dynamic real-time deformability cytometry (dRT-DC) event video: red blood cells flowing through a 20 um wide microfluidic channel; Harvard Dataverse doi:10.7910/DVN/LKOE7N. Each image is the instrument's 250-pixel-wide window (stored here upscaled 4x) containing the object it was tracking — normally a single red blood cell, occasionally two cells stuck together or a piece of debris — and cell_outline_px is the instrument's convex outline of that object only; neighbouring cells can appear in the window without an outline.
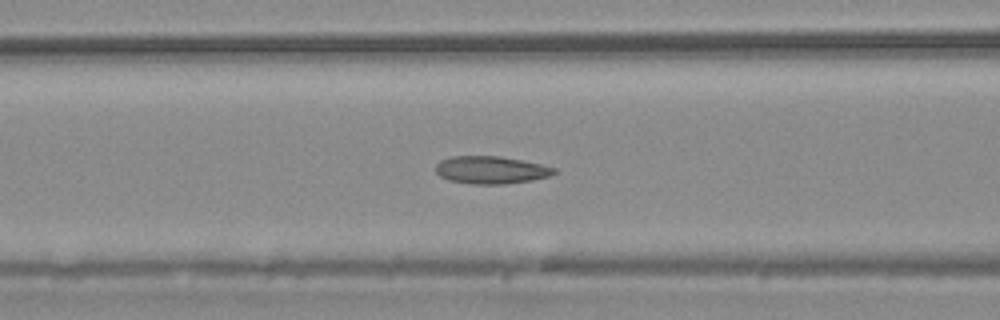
{"species": "common noctule bat (a hibernating species)", "species_latin": "Nyctalus noctula", "temperature_condition": "warm", "stored_images_in_passage": 55, "camera_frame_rate_fps": 3000, "um_per_image_px": 0.085, "animal": {"sex": "male", "body_mass_g": 20.4}, "frame": {"image": 1, "passage_image": 22, "time_ms": 7.0, "image_size_px": [1000, 320], "cell_outline_px": [[560, 172], [552, 176], [532, 180], [504, 184], [472, 184], [448, 180], [440, 176], [436, 172], [436, 164], [440, 160], [452, 156], [500, 156], [540, 164], [556, 168]], "centroid_in_image_um": [41.76, 14.45], "position_along_channel_um": 124.8, "area_um2": 19.19}}
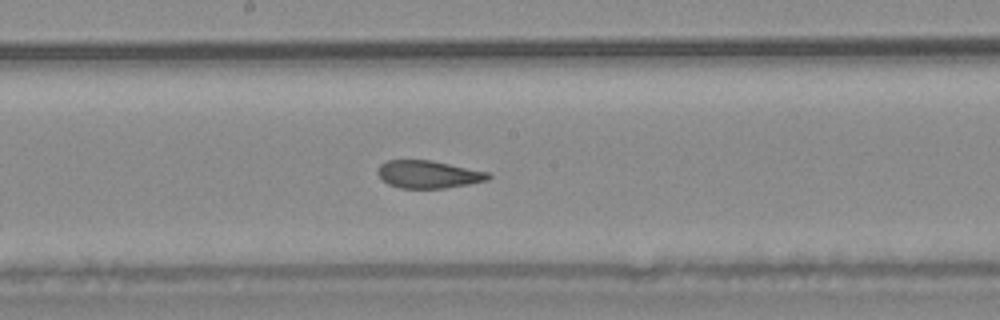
{"frame": {"image": 2, "passage_image": 29, "time_ms": 9.333, "image_size_px": [1000, 320], "cell_outline_px": [[492, 176], [488, 180], [468, 184], [444, 188], [400, 188], [388, 184], [376, 172], [380, 164], [388, 160], [432, 160], [488, 172]], "centroid_in_image_um": [36.41, 14.81], "position_along_channel_um": 211.8, "area_um2": 17.74}}
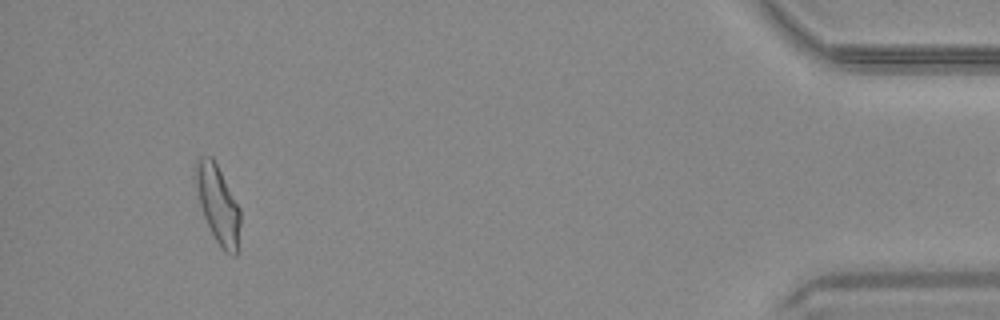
{"frame": {"image": 3, "passage_image": 51, "time_ms": 16.667, "image_size_px": [1000, 320], "cell_outline_px": [[240, 224], [236, 256], [232, 256], [224, 252], [220, 248], [204, 216], [200, 204], [196, 188], [192, 168], [196, 160], [200, 156], [212, 156], [240, 208]], "centroid_in_image_um": [18.5, 17.34], "position_along_channel_um": 416.7, "area_um2": 20.29}, "authors_computed_cell_mechanics": {"area_um2": 19.1896, "velocity_mm_per_s": 3.7327, "shape_relaxation_time_tau1_ms": 4.8398, "shape_relaxation_time_tau2_ms": 1.691, "deformation_change_tau1": 0.1583, "deformation_change_tau2": 0.1006}}